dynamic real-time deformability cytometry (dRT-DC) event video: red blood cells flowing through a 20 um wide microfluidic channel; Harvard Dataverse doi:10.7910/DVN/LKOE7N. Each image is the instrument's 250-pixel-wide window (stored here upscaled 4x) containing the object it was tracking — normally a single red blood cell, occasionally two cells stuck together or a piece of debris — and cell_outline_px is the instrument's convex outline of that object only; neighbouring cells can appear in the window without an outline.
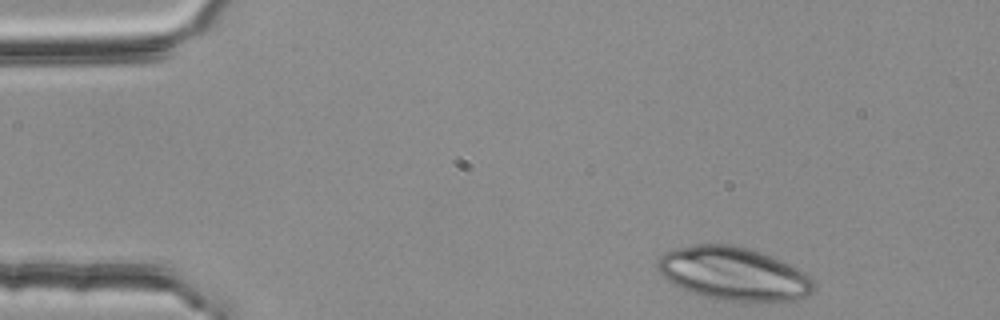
{"species": "common noctule bat (a hibernating species)", "species_latin": "Nyctalus noctula", "temperature_condition": "room temperature", "stored_images_in_passage": 42, "camera_frame_rate_fps": 3000, "um_per_image_px": 0.085, "animal": {"sex": "female", "body_mass_g": 25.1}, "frame": {"image": 1, "passage_image": 1, "time_ms": 0.0, "image_size_px": [1000, 320], "cell_outline_px": [[816, 284], [812, 292], [796, 300], [780, 304], [716, 300], [700, 296], [672, 284], [656, 268], [656, 260], [664, 252], [676, 248], [696, 244], [732, 244], [748, 248], [760, 252], [800, 268]], "centroid_in_image_um": [62.38, 23.3], "position_along_channel_um": 22.6, "area_um2": 49.48}}
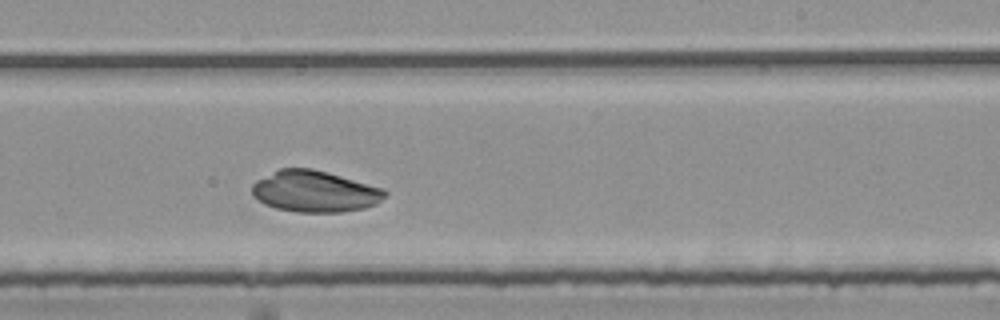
{"frame": {"image": 2, "passage_image": 27, "time_ms": 8.667, "image_size_px": [1000, 320], "cell_outline_px": [[388, 192], [376, 204], [364, 208], [344, 212], [296, 212], [276, 208], [264, 204], [252, 196], [252, 184], [256, 180], [280, 168], [312, 168], [384, 188]], "centroid_in_image_um": [26.73, 16.27], "position_along_channel_um": 262.3, "area_um2": 32.08}}
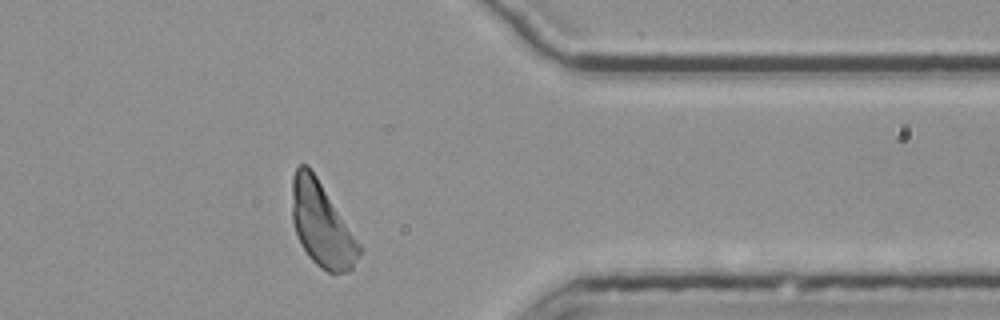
{"frame": {"image": 3, "passage_image": 38, "time_ms": 12.333, "image_size_px": [1000, 320], "cell_outline_px": [[364, 248], [360, 256], [352, 268], [348, 272], [328, 272], [320, 268], [308, 256], [300, 244], [296, 236], [292, 220], [292, 176], [296, 168], [300, 164], [308, 164]], "centroid_in_image_um": [27.35, 19.1], "position_along_channel_um": 384.0, "area_um2": 33.23}}